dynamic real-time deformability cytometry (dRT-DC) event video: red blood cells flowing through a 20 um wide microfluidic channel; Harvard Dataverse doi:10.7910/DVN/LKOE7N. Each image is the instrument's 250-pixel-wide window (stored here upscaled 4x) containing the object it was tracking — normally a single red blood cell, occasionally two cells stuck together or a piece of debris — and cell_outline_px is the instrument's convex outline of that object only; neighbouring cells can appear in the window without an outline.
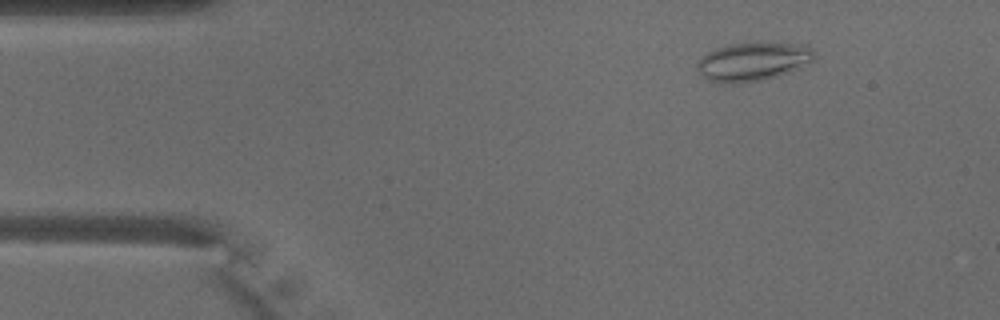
{"species": "common noctule bat (a hibernating species)", "species_latin": "Nyctalus noctula", "temperature_condition": "warm", "stored_images_in_passage": 49, "camera_frame_rate_fps": 3000, "um_per_image_px": 0.085, "animal": {"sex": "male", "body_mass_g": 18.8}, "frame": {"image": 1, "passage_image": 6, "time_ms": 1.667, "image_size_px": [1000, 320], "cell_outline_px": [[816, 56], [812, 60], [788, 72], [776, 76], [760, 80], [736, 84], [724, 84], [708, 80], [700, 72], [696, 64], [708, 52], [716, 48], [732, 44], [808, 44], [816, 52]], "centroid_in_image_um": [64.0, 5.25], "position_along_channel_um": 21.0, "area_um2": 25.72}}
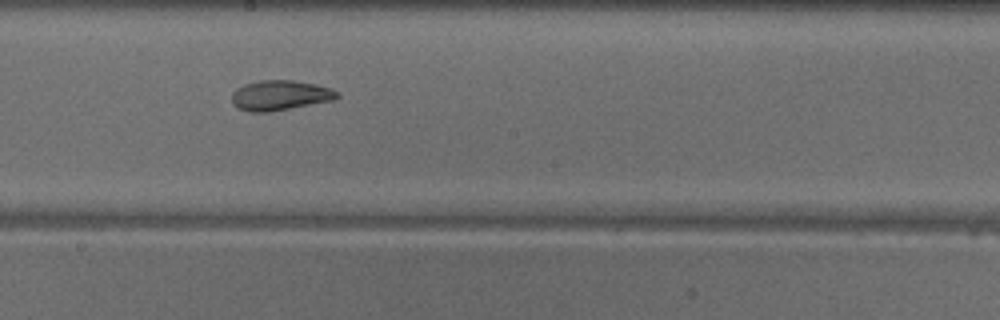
{"frame": {"image": 2, "passage_image": 26, "time_ms": 8.333, "image_size_px": [1000, 320], "cell_outline_px": [[340, 96], [336, 100], [268, 112], [248, 112], [232, 104], [232, 92], [236, 88], [244, 84], [260, 80], [292, 80], [312, 84], [328, 88], [340, 92]], "centroid_in_image_um": [23.8, 8.11], "position_along_channel_um": 224.4, "area_um2": 18.44}}
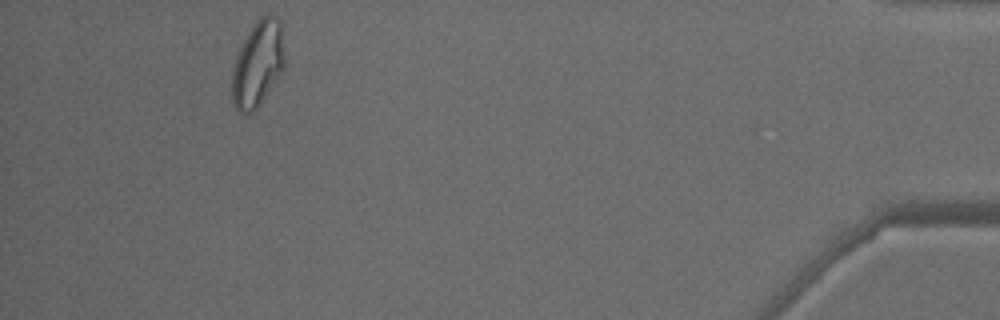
{"frame": {"image": 3, "passage_image": 45, "time_ms": 14.667, "image_size_px": [1000, 320], "cell_outline_px": [[284, 72], [260, 104], [252, 112], [240, 112], [232, 104], [232, 68], [236, 56], [252, 24], [260, 16], [268, 12], [276, 16], [280, 20], [284, 56]], "centroid_in_image_um": [21.92, 5.4], "position_along_channel_um": 413.3, "area_um2": 26.65}, "authors_computed_cell_mechanics": {"area_um2": 22.3108, "velocity_mm_per_s": 4.0768, "shape_relaxation_time_tau1_ms": null, "shape_relaxation_time_tau2_ms": 2.3806, "deformation_change_tau1": null, "deformation_change_tau2": 0.0774}}